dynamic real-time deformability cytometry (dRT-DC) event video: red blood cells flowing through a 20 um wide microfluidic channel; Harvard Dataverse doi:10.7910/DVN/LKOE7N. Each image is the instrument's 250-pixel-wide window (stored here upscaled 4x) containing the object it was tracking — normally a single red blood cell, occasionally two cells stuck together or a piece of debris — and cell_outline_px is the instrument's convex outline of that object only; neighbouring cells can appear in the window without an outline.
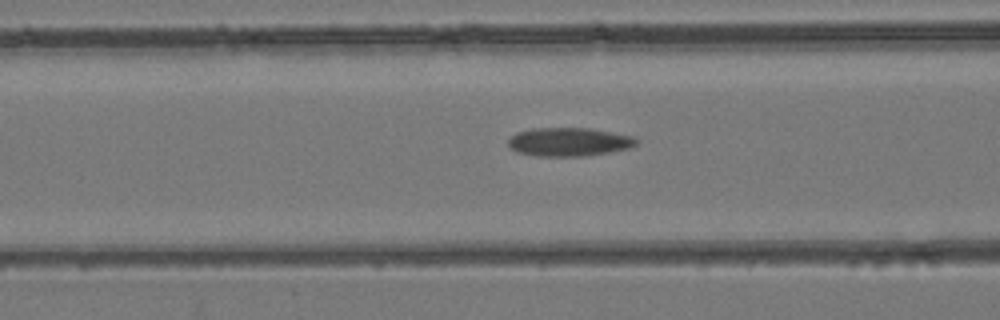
{"species": "common noctule bat (a hibernating species)", "species_latin": "Nyctalus noctula", "temperature_condition": "room temperature", "stored_images_in_passage": 51, "camera_frame_rate_fps": 3000, "um_per_image_px": 0.085, "animal": {"sex": "female", "body_mass_g": 24.6, "forearm_length_mm": 56.2}, "frame": {"image": 1, "passage_image": 21, "time_ms": 6.667, "image_size_px": [1000, 320], "cell_outline_px": [[640, 140], [636, 144], [628, 148], [588, 156], [536, 156], [516, 152], [508, 148], [508, 140], [516, 132], [532, 128], [592, 128], [636, 136]], "centroid_in_image_um": [48.37, 12.05], "position_along_channel_um": 118.2, "area_um2": 21.68}}
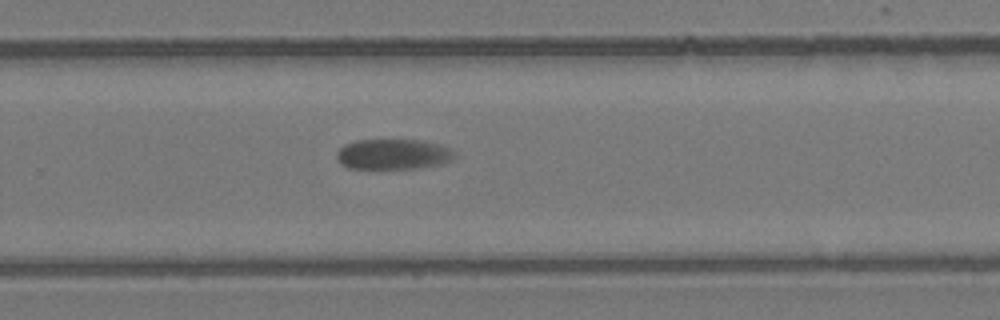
{"frame": {"image": 2, "passage_image": 34, "time_ms": 11.0, "image_size_px": [1000, 320], "cell_outline_px": [[456, 156], [452, 160], [440, 164], [416, 168], [348, 168], [340, 164], [336, 156], [336, 152], [344, 144], [356, 140], [420, 140], [440, 144], [452, 148], [456, 152]], "centroid_in_image_um": [33.44, 13.1], "position_along_channel_um": 296.4, "area_um2": 21.04}}
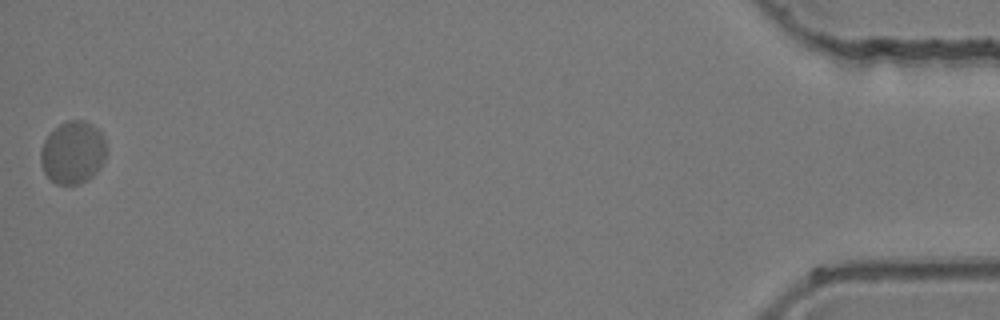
{"frame": {"image": 3, "passage_image": 51, "time_ms": 16.667, "image_size_px": [1000, 320], "cell_outline_px": [[108, 148], [104, 160], [100, 168], [88, 180], [80, 184], [56, 184], [44, 172], [40, 164], [40, 152], [44, 140], [60, 124], [68, 120], [84, 120], [92, 124], [104, 136]], "centroid_in_image_um": [6.22, 12.97], "position_along_channel_um": 429.0, "area_um2": 24.16}}